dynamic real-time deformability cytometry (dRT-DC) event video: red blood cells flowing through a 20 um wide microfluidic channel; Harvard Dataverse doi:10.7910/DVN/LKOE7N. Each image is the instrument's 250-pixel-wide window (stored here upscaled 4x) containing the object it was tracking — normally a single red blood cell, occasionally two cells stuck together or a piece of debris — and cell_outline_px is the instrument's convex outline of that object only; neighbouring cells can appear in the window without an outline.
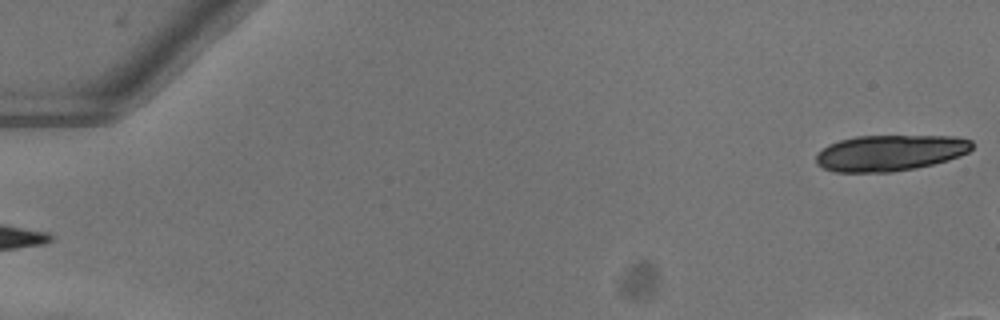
{"species": "common noctule bat (a hibernating species)", "species_latin": "Nyctalus noctula", "temperature_condition": "warm", "stored_images_in_passage": 7, "camera_frame_rate_fps": 3000, "um_per_image_px": 0.085, "animal": {"sex": "female"}, "frame": {"image": 1, "passage_image": 1, "time_ms": 0.0, "image_size_px": [1000, 320], "cell_outline_px": [[972, 148], [968, 152], [960, 156], [948, 160], [916, 168], [892, 172], [836, 172], [820, 168], [816, 164], [816, 156], [828, 144], [840, 140], [856, 136], [956, 136], [972, 140]], "centroid_in_image_um": [75.65, 13.0], "position_along_channel_um": 9.3, "area_um2": 32.89}}